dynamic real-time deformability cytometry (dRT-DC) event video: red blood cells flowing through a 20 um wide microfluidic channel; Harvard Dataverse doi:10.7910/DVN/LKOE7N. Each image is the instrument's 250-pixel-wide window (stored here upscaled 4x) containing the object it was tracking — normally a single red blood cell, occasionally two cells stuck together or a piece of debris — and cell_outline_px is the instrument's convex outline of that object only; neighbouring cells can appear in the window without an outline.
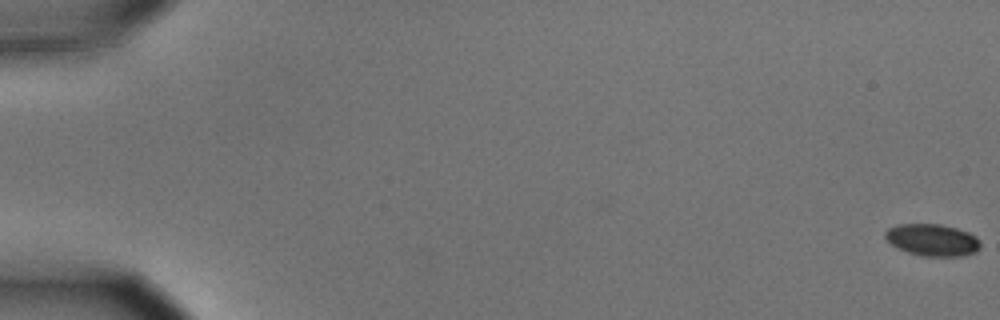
{"species": "common noctule bat (a hibernating species)", "species_latin": "Nyctalus noctula", "temperature_condition": "cold", "stored_images_in_passage": 57, "camera_frame_rate_fps": 3000, "um_per_image_px": 0.085, "animal": {"sex": "male", "body_mass_g": 15.6}, "frame": {"image": 1, "passage_image": 1, "time_ms": 0.0, "image_size_px": [1000, 320], "cell_outline_px": [[980, 248], [976, 252], [964, 256], [924, 256], [908, 252], [892, 244], [884, 236], [884, 232], [888, 228], [896, 224], [940, 224], [956, 228], [968, 232], [976, 236], [980, 244]], "centroid_in_image_um": [79.26, 20.39], "position_along_channel_um": 5.7, "area_um2": 17.69}}
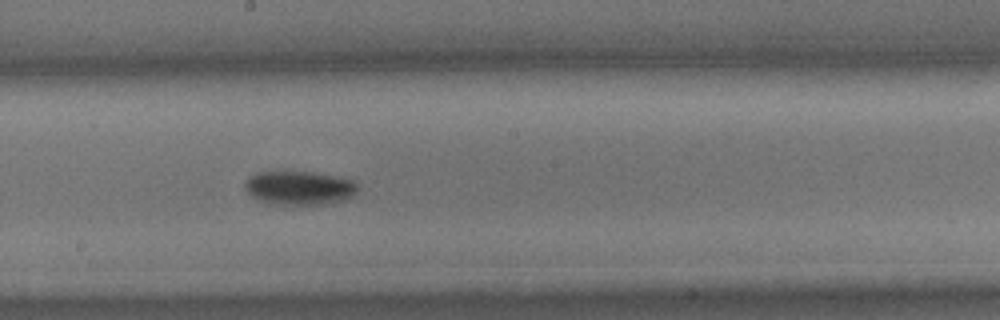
{"frame": {"image": 2, "passage_image": 33, "time_ms": 10.667, "image_size_px": [1000, 320], "cell_outline_px": [[360, 188], [352, 196], [344, 200], [324, 204], [272, 204], [256, 200], [244, 188], [244, 180], [248, 176], [256, 172], [284, 168], [316, 172], [340, 176], [356, 180]], "centroid_in_image_um": [25.42, 15.9], "position_along_channel_um": 222.8, "area_um2": 23.58}}
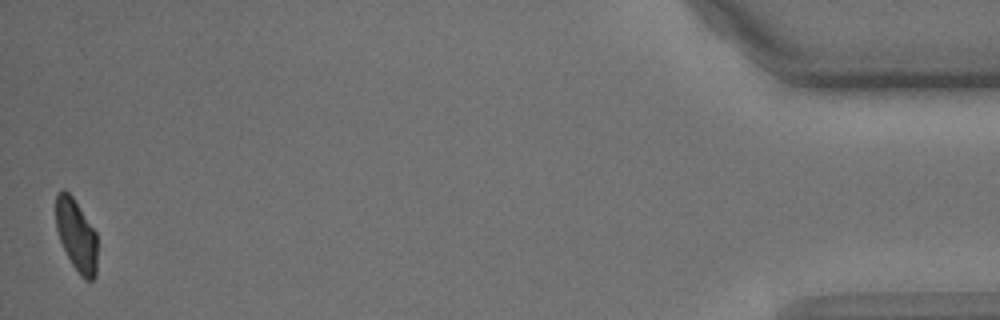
{"frame": {"image": 3, "passage_image": 57, "time_ms": 18.667, "image_size_px": [1000, 320], "cell_outline_px": [[96, 276], [92, 280], [84, 280], [80, 276], [72, 264], [60, 240], [56, 228], [56, 192], [60, 188], [64, 188], [72, 196], [96, 232]], "centroid_in_image_um": [6.48, 19.98], "position_along_channel_um": 428.7, "area_um2": 17.34}, "authors_computed_cell_mechanics": {"area_um2": 19.9988, "velocity_mm_per_s": 3.6195, "shape_relaxation_time_tau1_ms": 2.0729, "shape_relaxation_time_tau2_ms": null, "deformation_change_tau1": 0.1026, "deformation_change_tau2": null}}